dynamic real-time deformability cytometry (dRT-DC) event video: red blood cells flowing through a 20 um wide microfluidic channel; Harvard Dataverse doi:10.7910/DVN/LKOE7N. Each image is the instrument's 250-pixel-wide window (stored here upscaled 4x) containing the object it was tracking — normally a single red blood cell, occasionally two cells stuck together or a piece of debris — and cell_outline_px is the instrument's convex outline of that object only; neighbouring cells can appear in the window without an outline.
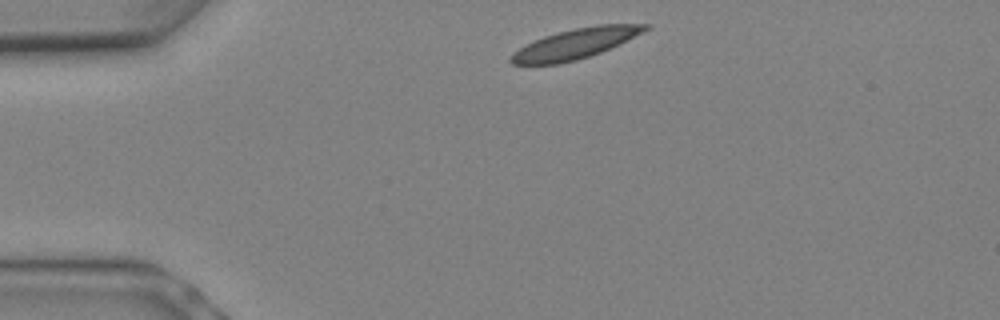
{"species": "Egyptian fruit bat (a non-hibernating species)", "species_latin": "Rousettus aegyptiacus", "temperature_condition": "warm", "stored_images_in_passage": 7, "camera_frame_rate_fps": 3000, "um_per_image_px": 0.085, "animal": {"sex": "female"}, "frame": {"image": 1, "passage_image": 1, "time_ms": 0.0, "image_size_px": [1000, 320], "cell_outline_px": [[648, 28], [620, 44], [600, 52], [576, 60], [560, 64], [512, 64], [508, 60], [512, 52], [544, 36], [576, 28], [596, 24], [648, 24]], "centroid_in_image_um": [48.87, 3.72], "position_along_channel_um": 36.1, "area_um2": 23.12}}
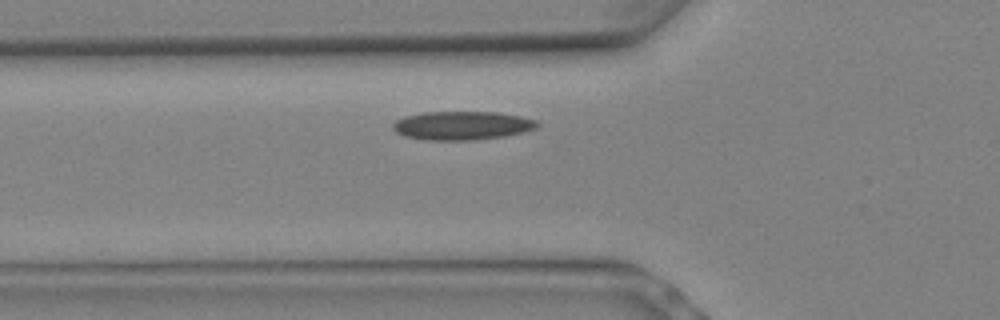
{"frame": {"image": 2, "passage_image": 4, "time_ms": 1.0, "image_size_px": [1000, 320], "cell_outline_px": [[540, 124], [536, 128], [524, 132], [504, 136], [472, 140], [424, 140], [404, 136], [396, 132], [392, 128], [392, 124], [396, 120], [404, 116], [424, 112], [496, 112], [520, 116], [536, 120]], "centroid_in_image_um": [39.26, 10.67], "position_along_channel_um": 86.5, "area_um2": 24.16}}
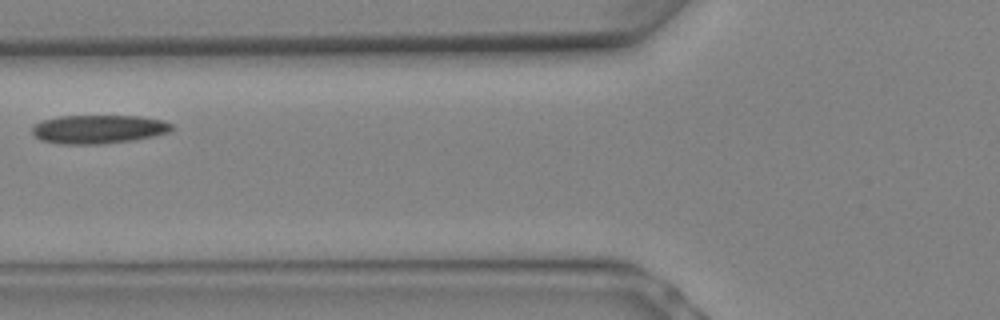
{"frame": {"image": 3, "passage_image": 5, "time_ms": 1.333, "image_size_px": [1000, 320], "cell_outline_px": [[172, 128], [168, 132], [152, 136], [132, 140], [104, 144], [56, 144], [40, 140], [32, 132], [32, 128], [36, 124], [44, 120], [60, 116], [140, 116], [164, 120], [172, 124]], "centroid_in_image_um": [8.36, 10.99], "position_along_channel_um": 117.4, "area_um2": 23.24}}